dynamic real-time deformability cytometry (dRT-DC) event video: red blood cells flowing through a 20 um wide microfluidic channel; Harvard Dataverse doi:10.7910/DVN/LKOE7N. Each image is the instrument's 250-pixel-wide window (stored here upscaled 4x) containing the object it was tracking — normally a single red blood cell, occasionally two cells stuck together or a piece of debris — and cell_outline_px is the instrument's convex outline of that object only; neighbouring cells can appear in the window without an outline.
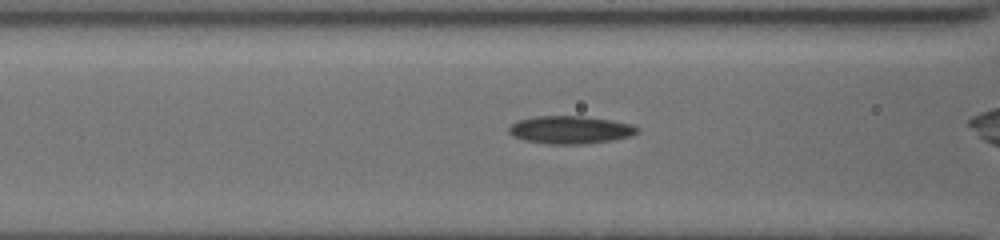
{"species": "common noctule bat (a hibernating species)", "species_latin": "Nyctalus noctula", "temperature_condition": "cold", "stored_images_in_passage": 29, "camera_frame_rate_fps": 3000, "um_per_image_px": 0.085, "animal": {"sex": "female", "body_mass_g": 19.5, "forearm_length_mm": 54.1}, "frame": {"image": 1, "passage_image": 7, "time_ms": 2.0, "image_size_px": [1000, 240], "cell_outline_px": [[640, 128], [636, 132], [628, 136], [616, 140], [580, 144], [548, 144], [524, 140], [512, 136], [508, 132], [508, 128], [512, 124], [520, 120], [536, 116], [584, 116], [612, 120], [632, 124]], "centroid_in_image_um": [48.47, 11.03], "position_along_channel_um": 118.1, "area_um2": 20.81}}
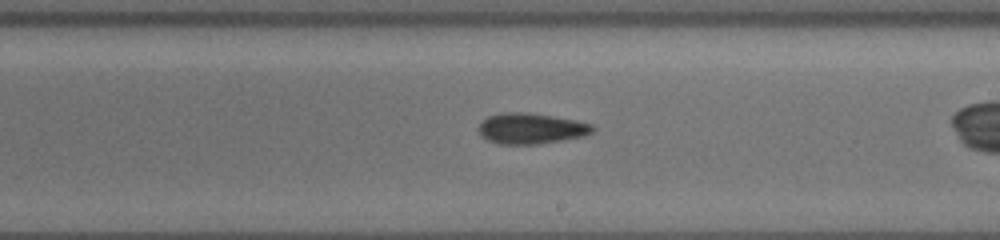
{"frame": {"image": 2, "passage_image": 17, "time_ms": 5.333, "image_size_px": [1000, 240], "cell_outline_px": [[596, 128], [592, 132], [584, 136], [536, 144], [500, 144], [488, 140], [480, 136], [476, 128], [488, 116], [504, 112], [528, 112], [576, 120], [592, 124]], "centroid_in_image_um": [45.11, 10.91], "position_along_channel_um": 243.9, "area_um2": 20.46}}
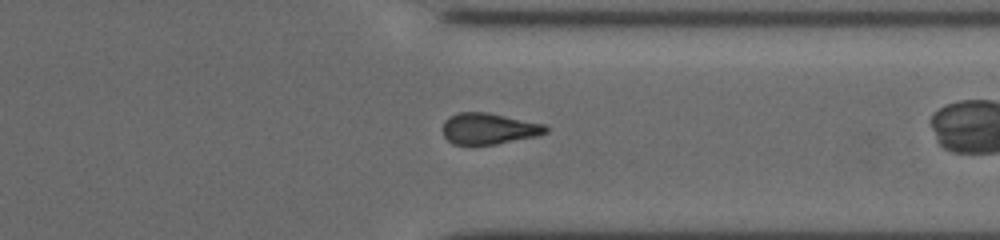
{"frame": {"image": 3, "passage_image": 27, "time_ms": 8.667, "image_size_px": [1000, 240], "cell_outline_px": [[548, 132], [536, 136], [496, 144], [452, 144], [444, 136], [444, 120], [448, 116], [460, 112], [488, 112], [544, 124], [548, 128]], "centroid_in_image_um": [41.54, 10.92], "position_along_channel_um": 369.9, "area_um2": 18.61}}